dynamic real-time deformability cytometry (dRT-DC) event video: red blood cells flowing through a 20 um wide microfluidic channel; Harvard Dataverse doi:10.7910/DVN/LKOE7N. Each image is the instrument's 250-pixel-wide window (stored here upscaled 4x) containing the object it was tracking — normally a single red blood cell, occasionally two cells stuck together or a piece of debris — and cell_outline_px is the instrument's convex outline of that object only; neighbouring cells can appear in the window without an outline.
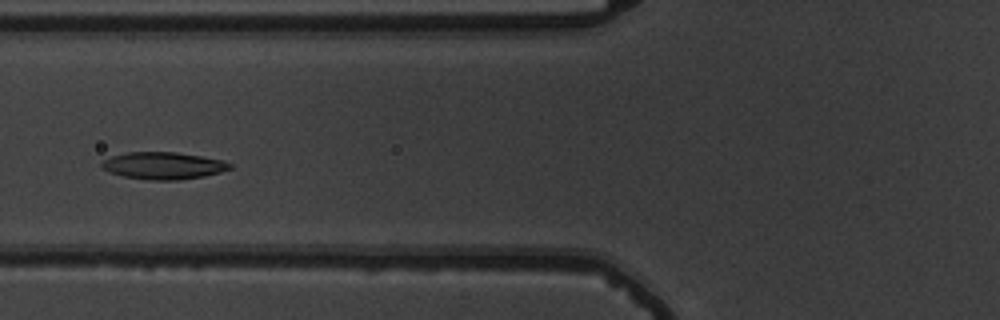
{"species": "common noctule bat (a hibernating species)", "species_latin": "Nyctalus noctula", "temperature_condition": "warm", "stored_images_in_passage": 51, "camera_frame_rate_fps": 3000, "um_per_image_px": 0.085, "animal": {"sex": "male", "body_mass_g": 19.5, "forearm_length_mm": 54.6}, "frame": {"image": 1, "passage_image": 18, "time_ms": 5.667, "image_size_px": [1000, 320], "cell_outline_px": [[232, 168], [220, 172], [204, 176], [180, 180], [148, 180], [124, 176], [108, 172], [100, 168], [100, 164], [104, 160], [112, 156], [128, 152], [176, 152], [224, 160], [232, 164]], "centroid_in_image_um": [13.87, 14.08], "position_along_channel_um": 111.9, "area_um2": 20.35}}
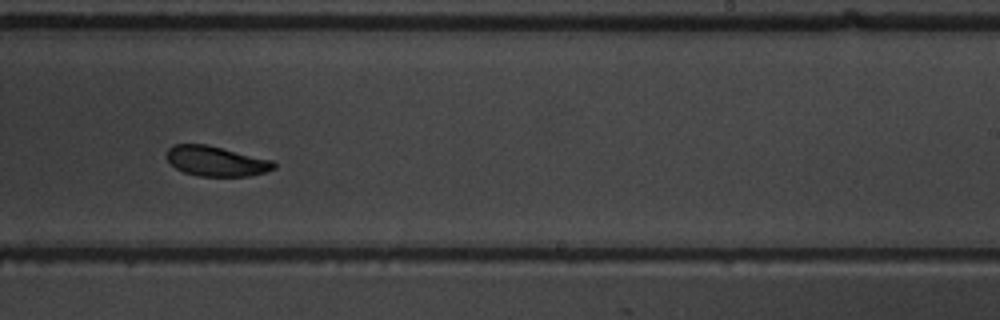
{"frame": {"image": 2, "passage_image": 31, "time_ms": 10.0, "image_size_px": [1000, 320], "cell_outline_px": [[276, 168], [264, 172], [248, 176], [200, 176], [184, 172], [176, 168], [168, 160], [168, 148], [172, 144], [208, 144], [272, 160], [276, 164]], "centroid_in_image_um": [18.38, 13.69], "position_along_channel_um": 270.6, "area_um2": 18.67}}
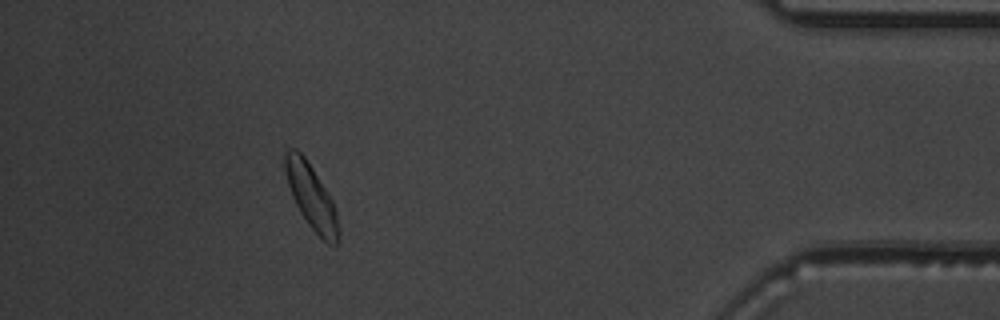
{"frame": {"image": 3, "passage_image": 46, "time_ms": 15.0, "image_size_px": [1000, 320], "cell_outline_px": [[340, 232], [336, 248], [328, 244], [308, 224], [300, 212], [292, 196], [288, 184], [284, 168], [284, 152], [288, 148], [296, 148], [304, 156], [312, 168], [332, 200], [336, 212], [340, 228]], "centroid_in_image_um": [26.46, 16.73], "position_along_channel_um": 408.7, "area_um2": 20.0}, "authors_computed_cell_mechanics": {"area_um2": 19.8254, "velocity_mm_per_s": 3.6713, "shape_relaxation_time_tau1_ms": 2.6555, "shape_relaxation_time_tau2_ms": 3.1588, "deformation_change_tau1": 0.1385, "deformation_change_tau2": 0.0867}}